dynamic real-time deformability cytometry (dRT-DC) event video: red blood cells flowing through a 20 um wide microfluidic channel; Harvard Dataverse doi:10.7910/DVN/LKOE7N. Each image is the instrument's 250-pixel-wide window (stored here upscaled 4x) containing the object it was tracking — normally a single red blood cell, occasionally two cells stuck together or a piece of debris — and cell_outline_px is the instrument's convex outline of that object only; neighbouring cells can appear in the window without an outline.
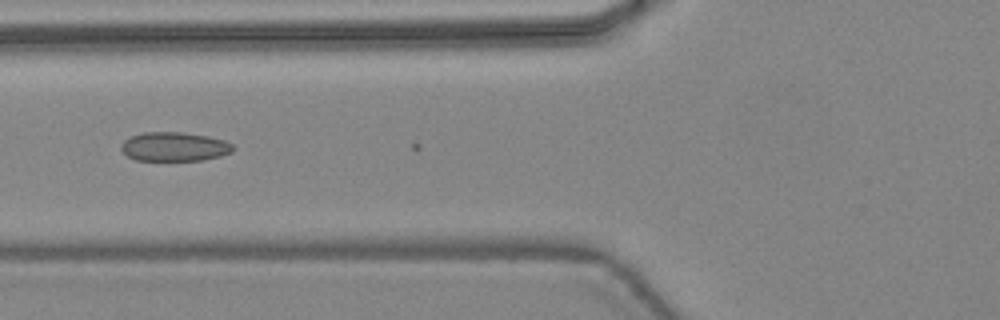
{"species": "common noctule bat (a hibernating species)", "species_latin": "Nyctalus noctula", "temperature_condition": "warm", "stored_images_in_passage": 5, "camera_frame_rate_fps": 3000, "um_per_image_px": 0.085, "animal": {"sex": "female", "body_mass_g": 24.6, "forearm_length_mm": 56.2}, "frame": {"image": 1, "passage_image": 4, "time_ms": 1.0, "image_size_px": [1000, 320], "cell_outline_px": [[236, 148], [232, 152], [220, 156], [200, 160], [136, 160], [128, 156], [120, 148], [120, 144], [124, 140], [132, 136], [144, 132], [180, 132], [208, 136], [224, 140], [232, 144]], "centroid_in_image_um": [14.83, 12.46], "position_along_channel_um": 111.0, "area_um2": 18.9}}